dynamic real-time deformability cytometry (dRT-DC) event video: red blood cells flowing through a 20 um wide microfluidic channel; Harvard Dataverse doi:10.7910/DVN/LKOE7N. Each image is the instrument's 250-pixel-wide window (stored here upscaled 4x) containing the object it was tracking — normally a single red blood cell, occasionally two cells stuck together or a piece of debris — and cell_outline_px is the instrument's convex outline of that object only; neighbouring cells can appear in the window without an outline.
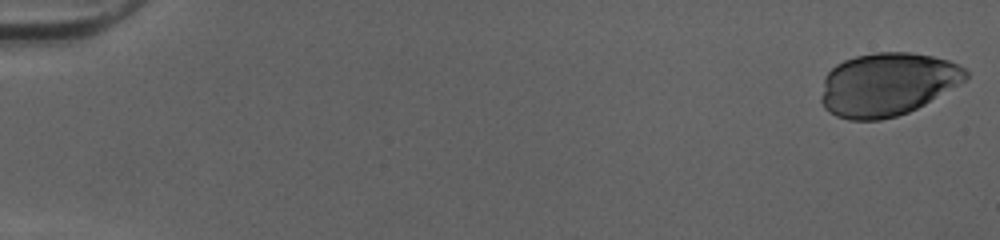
{"species": "human", "species_latin": "Homo sapiens", "temperature_condition": "cold", "stored_images_in_passage": 51, "camera_frame_rate_fps": 3000, "um_per_image_px": 0.085, "donor": {"sex": "female"}, "frame": {"image": 1, "passage_image": 1, "time_ms": 0.0, "image_size_px": [1000, 240], "cell_outline_px": [[968, 76], [960, 84], [924, 104], [908, 112], [896, 116], [880, 120], [848, 120], [836, 116], [828, 112], [824, 108], [820, 100], [820, 96], [824, 76], [836, 64], [844, 60], [856, 56], [872, 52], [912, 52], [932, 56], [948, 60], [964, 68], [968, 72]], "centroid_in_image_um": [75.38, 7.16], "position_along_channel_um": 9.6, "area_um2": 53.47}}
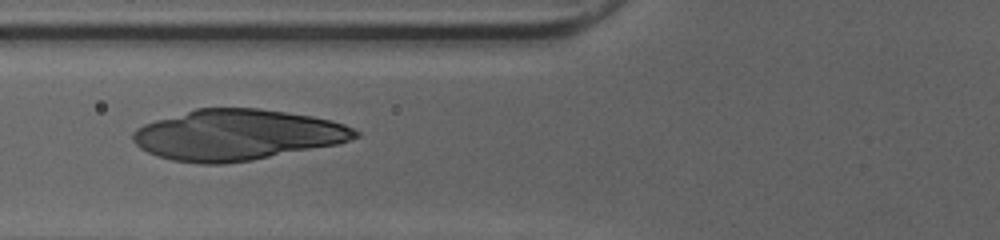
{"frame": {"image": 2, "passage_image": 21, "time_ms": 6.667, "image_size_px": [1000, 240], "cell_outline_px": [[360, 136], [336, 144], [252, 160], [220, 164], [204, 164], [172, 160], [156, 156], [140, 148], [132, 140], [132, 132], [136, 128], [144, 124], [156, 120], [196, 108], [260, 108], [312, 116], [332, 120], [344, 124], [360, 132]], "centroid_in_image_um": [20.13, 11.46], "position_along_channel_um": 105.7, "area_um2": 65.55}}
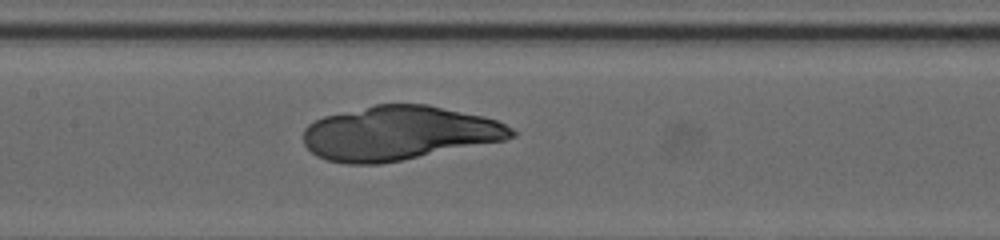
{"frame": {"image": 3, "passage_image": 26, "time_ms": 8.333, "image_size_px": [1000, 240], "cell_outline_px": [[516, 136], [504, 140], [380, 164], [348, 164], [328, 160], [316, 156], [304, 144], [304, 128], [308, 124], [324, 116], [376, 104], [428, 104], [484, 116], [496, 120], [512, 128], [516, 132]], "centroid_in_image_um": [33.9, 11.31], "position_along_channel_um": 173.5, "area_um2": 65.43}}